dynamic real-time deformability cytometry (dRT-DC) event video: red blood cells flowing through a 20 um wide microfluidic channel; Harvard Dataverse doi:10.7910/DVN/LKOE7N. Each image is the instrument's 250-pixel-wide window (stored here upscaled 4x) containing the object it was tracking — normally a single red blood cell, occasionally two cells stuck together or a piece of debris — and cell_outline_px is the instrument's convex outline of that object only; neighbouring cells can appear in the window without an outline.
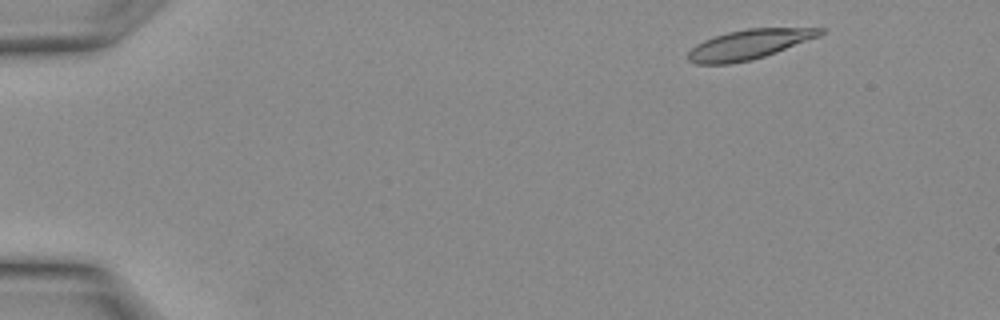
{"species": "Egyptian fruit bat (a non-hibernating species)", "species_latin": "Rousettus aegyptiacus", "temperature_condition": "warm", "stored_images_in_passage": 14, "camera_frame_rate_fps": 3000, "um_per_image_px": 0.085, "animal": {"sex": "female"}, "frame": {"image": 1, "passage_image": 2, "time_ms": 0.333, "image_size_px": [1000, 320], "cell_outline_px": [[824, 32], [820, 36], [776, 52], [752, 60], [732, 64], [696, 64], [688, 60], [688, 52], [696, 44], [704, 40], [728, 32], [748, 28], [824, 28]], "centroid_in_image_um": [63.65, 3.78], "position_along_channel_um": 21.3, "area_um2": 22.72}}
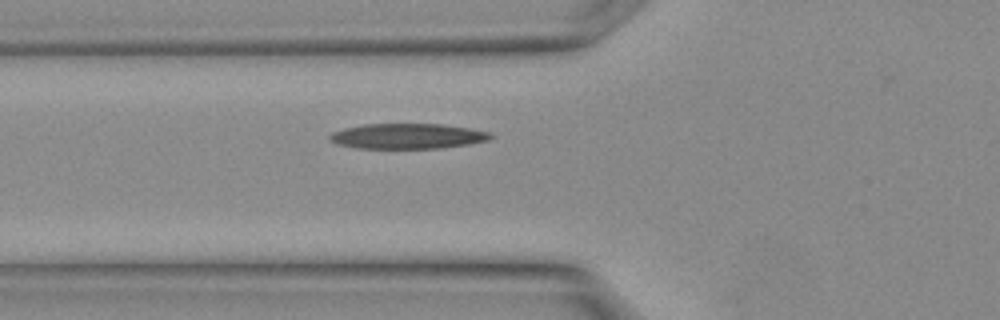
{"frame": {"image": 2, "passage_image": 10, "time_ms": 3.0, "image_size_px": [1000, 320], "cell_outline_px": [[496, 136], [488, 140], [468, 144], [440, 148], [356, 148], [336, 144], [328, 140], [328, 136], [332, 132], [344, 128], [364, 124], [440, 124], [468, 128], [488, 132]], "centroid_in_image_um": [34.59, 11.57], "position_along_channel_um": 91.2, "area_um2": 23.7}}
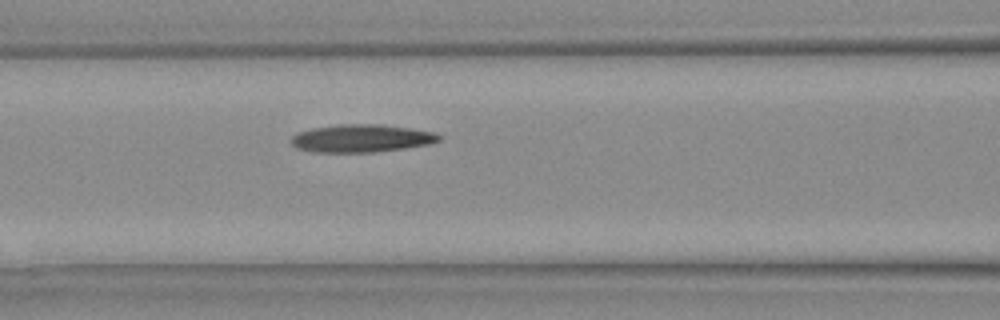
{"frame": {"image": 3, "passage_image": 12, "time_ms": 3.667, "image_size_px": [1000, 320], "cell_outline_px": [[440, 140], [428, 144], [404, 148], [376, 152], [312, 152], [296, 148], [292, 144], [292, 136], [296, 132], [312, 128], [340, 124], [380, 124], [408, 128], [432, 132], [440, 136]], "centroid_in_image_um": [30.66, 11.76], "position_along_channel_um": 135.9, "area_um2": 23.81}}